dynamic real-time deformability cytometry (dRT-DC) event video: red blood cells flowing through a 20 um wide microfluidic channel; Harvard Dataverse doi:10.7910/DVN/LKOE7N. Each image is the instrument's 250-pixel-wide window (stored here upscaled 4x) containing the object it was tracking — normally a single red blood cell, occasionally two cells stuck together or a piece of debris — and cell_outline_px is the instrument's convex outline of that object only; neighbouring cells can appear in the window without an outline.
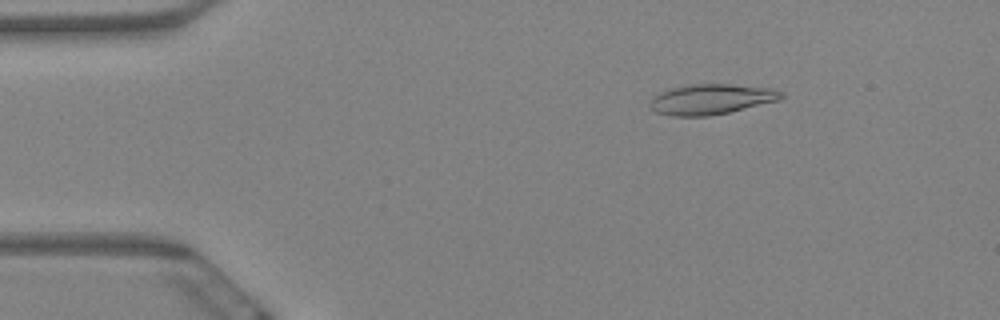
{"species": "Egyptian fruit bat (a non-hibernating species)", "species_latin": "Rousettus aegyptiacus", "temperature_condition": "warm", "stored_images_in_passage": 8, "camera_frame_rate_fps": 3000, "um_per_image_px": 0.085, "animal": {"sex": "female"}, "frame": {"image": 1, "passage_image": 3, "time_ms": 0.667, "image_size_px": [1000, 320], "cell_outline_px": [[784, 96], [780, 100], [728, 112], [708, 116], [672, 116], [656, 112], [648, 104], [652, 96], [660, 92], [672, 88], [692, 84], [732, 84], [768, 88], [784, 92]], "centroid_in_image_um": [60.43, 8.43], "position_along_channel_um": 24.6, "area_um2": 23.12}}
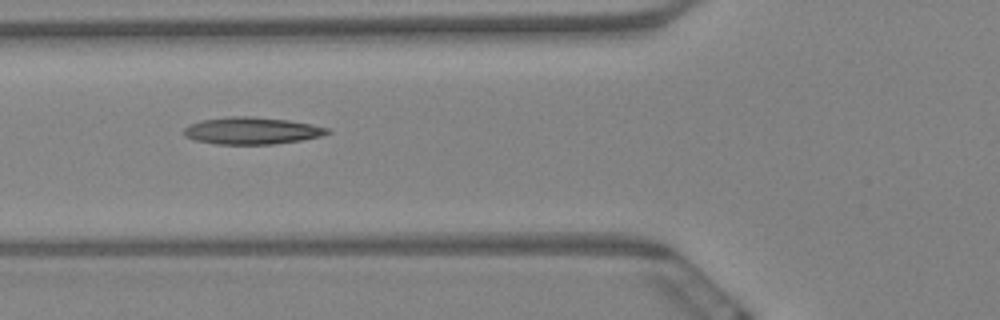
{"frame": {"image": 2, "passage_image": 7, "time_ms": 2.0, "image_size_px": [1000, 320], "cell_outline_px": [[332, 132], [320, 136], [300, 140], [272, 144], [216, 144], [196, 140], [184, 136], [184, 128], [188, 124], [200, 120], [228, 116], [252, 116], [288, 120], [312, 124], [328, 128]], "centroid_in_image_um": [21.37, 11.1], "position_along_channel_um": 104.4, "area_um2": 22.66}}
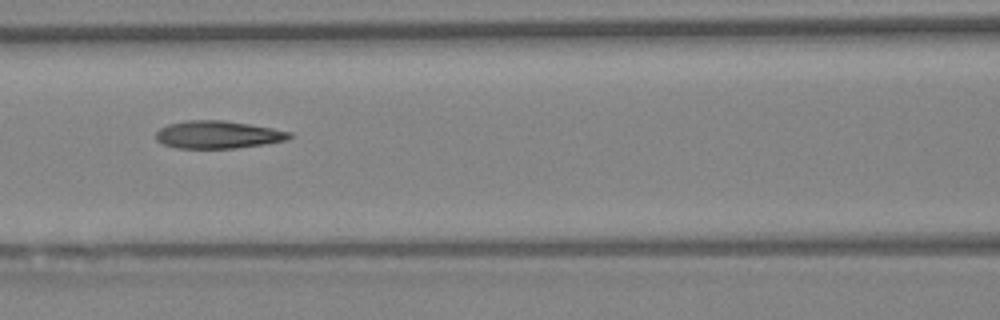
{"frame": {"image": 3, "passage_image": 8, "time_ms": 2.333, "image_size_px": [1000, 320], "cell_outline_px": [[292, 136], [288, 140], [264, 144], [236, 148], [176, 148], [164, 144], [156, 140], [156, 132], [160, 128], [168, 124], [184, 120], [220, 120], [248, 124], [272, 128], [292, 132]], "centroid_in_image_um": [18.52, 11.44], "position_along_channel_um": 148.1, "area_um2": 21.5}}